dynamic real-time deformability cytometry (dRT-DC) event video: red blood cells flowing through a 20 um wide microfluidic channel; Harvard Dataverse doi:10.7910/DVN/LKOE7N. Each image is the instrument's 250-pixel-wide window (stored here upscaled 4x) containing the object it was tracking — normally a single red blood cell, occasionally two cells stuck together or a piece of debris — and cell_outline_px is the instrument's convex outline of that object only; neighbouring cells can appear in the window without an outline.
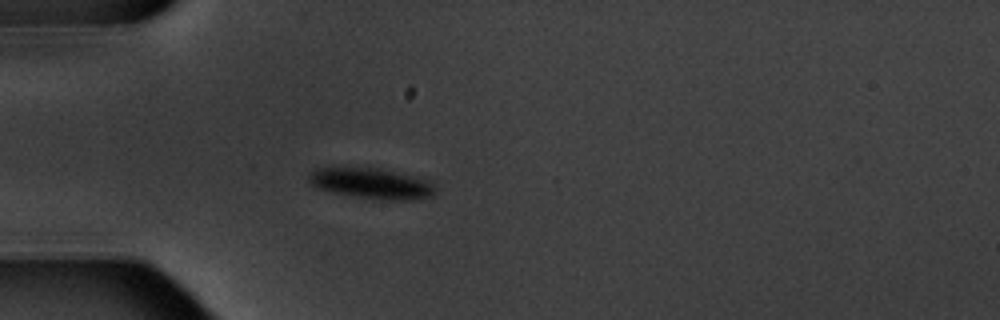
{"species": "common noctule bat (a hibernating species)", "species_latin": "Nyctalus noctula", "temperature_condition": "warm", "stored_images_in_passage": 3, "camera_frame_rate_fps": 3000, "um_per_image_px": 0.085, "animal": {"sex": "male", "body_mass_g": 20.1, "forearm_length_mm": 53.5}, "frame": {"image": 1, "passage_image": 3, "time_ms": 3.0, "image_size_px": [1000, 320], "cell_outline_px": [[436, 192], [432, 196], [420, 200], [380, 200], [356, 196], [316, 188], [308, 180], [308, 172], [316, 168], [380, 168], [428, 180], [436, 188]], "centroid_in_image_um": [31.61, 15.6], "position_along_channel_um": 53.4, "area_um2": 22.54}}